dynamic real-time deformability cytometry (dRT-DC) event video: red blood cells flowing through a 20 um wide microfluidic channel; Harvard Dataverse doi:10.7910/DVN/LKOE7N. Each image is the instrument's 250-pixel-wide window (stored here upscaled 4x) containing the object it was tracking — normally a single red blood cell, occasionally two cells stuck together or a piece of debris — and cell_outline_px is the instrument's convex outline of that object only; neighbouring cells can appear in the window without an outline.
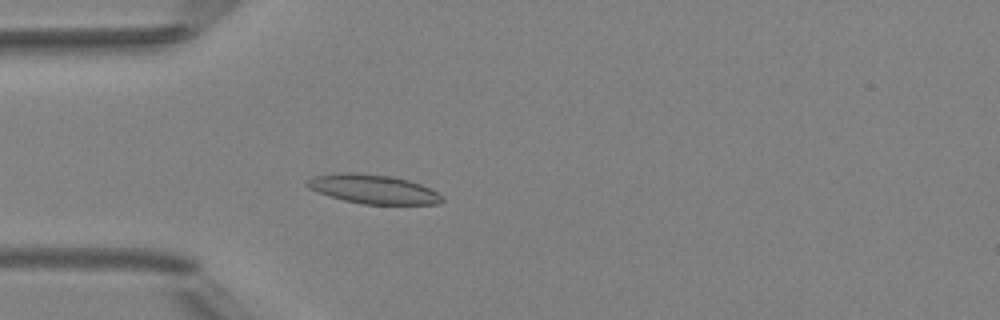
{"species": "Egyptian fruit bat (a non-hibernating species)", "species_latin": "Rousettus aegyptiacus", "temperature_condition": "room temperature", "stored_images_in_passage": 5, "camera_frame_rate_fps": 3000, "um_per_image_px": 0.085, "animal": {"sex": "female"}, "frame": {"image": 1, "passage_image": 5, "time_ms": 4.667, "image_size_px": [1000, 320], "cell_outline_px": [[444, 200], [440, 204], [364, 204], [344, 200], [308, 188], [304, 184], [304, 180], [312, 176], [344, 172], [352, 172], [392, 176], [408, 180], [432, 188], [444, 196]], "centroid_in_image_um": [31.74, 16.07], "position_along_channel_um": 53.3, "area_um2": 23.0}}